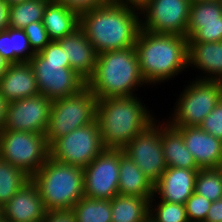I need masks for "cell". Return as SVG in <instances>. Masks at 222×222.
I'll return each mask as SVG.
<instances>
[{
	"label": "cell",
	"instance_id": "cell-28",
	"mask_svg": "<svg viewBox=\"0 0 222 222\" xmlns=\"http://www.w3.org/2000/svg\"><path fill=\"white\" fill-rule=\"evenodd\" d=\"M149 218L154 222H189L185 205L165 202L155 195L150 199Z\"/></svg>",
	"mask_w": 222,
	"mask_h": 222
},
{
	"label": "cell",
	"instance_id": "cell-3",
	"mask_svg": "<svg viewBox=\"0 0 222 222\" xmlns=\"http://www.w3.org/2000/svg\"><path fill=\"white\" fill-rule=\"evenodd\" d=\"M142 100L137 95L98 99L96 121L105 149H123L155 120Z\"/></svg>",
	"mask_w": 222,
	"mask_h": 222
},
{
	"label": "cell",
	"instance_id": "cell-49",
	"mask_svg": "<svg viewBox=\"0 0 222 222\" xmlns=\"http://www.w3.org/2000/svg\"><path fill=\"white\" fill-rule=\"evenodd\" d=\"M0 222H8L6 219L2 218Z\"/></svg>",
	"mask_w": 222,
	"mask_h": 222
},
{
	"label": "cell",
	"instance_id": "cell-1",
	"mask_svg": "<svg viewBox=\"0 0 222 222\" xmlns=\"http://www.w3.org/2000/svg\"><path fill=\"white\" fill-rule=\"evenodd\" d=\"M79 28L97 54L135 46L141 30L140 10L109 1L79 15Z\"/></svg>",
	"mask_w": 222,
	"mask_h": 222
},
{
	"label": "cell",
	"instance_id": "cell-33",
	"mask_svg": "<svg viewBox=\"0 0 222 222\" xmlns=\"http://www.w3.org/2000/svg\"><path fill=\"white\" fill-rule=\"evenodd\" d=\"M212 202L194 192L185 202L189 222H204Z\"/></svg>",
	"mask_w": 222,
	"mask_h": 222
},
{
	"label": "cell",
	"instance_id": "cell-36",
	"mask_svg": "<svg viewBox=\"0 0 222 222\" xmlns=\"http://www.w3.org/2000/svg\"><path fill=\"white\" fill-rule=\"evenodd\" d=\"M78 15L107 4L110 0H57Z\"/></svg>",
	"mask_w": 222,
	"mask_h": 222
},
{
	"label": "cell",
	"instance_id": "cell-46",
	"mask_svg": "<svg viewBox=\"0 0 222 222\" xmlns=\"http://www.w3.org/2000/svg\"><path fill=\"white\" fill-rule=\"evenodd\" d=\"M209 1H214V0H190L191 4L199 2H209Z\"/></svg>",
	"mask_w": 222,
	"mask_h": 222
},
{
	"label": "cell",
	"instance_id": "cell-2",
	"mask_svg": "<svg viewBox=\"0 0 222 222\" xmlns=\"http://www.w3.org/2000/svg\"><path fill=\"white\" fill-rule=\"evenodd\" d=\"M135 49L140 72L147 87L168 82L183 71H187L188 38L186 36L154 33L141 29Z\"/></svg>",
	"mask_w": 222,
	"mask_h": 222
},
{
	"label": "cell",
	"instance_id": "cell-25",
	"mask_svg": "<svg viewBox=\"0 0 222 222\" xmlns=\"http://www.w3.org/2000/svg\"><path fill=\"white\" fill-rule=\"evenodd\" d=\"M49 0H26L9 9V27L23 29L30 23L42 21Z\"/></svg>",
	"mask_w": 222,
	"mask_h": 222
},
{
	"label": "cell",
	"instance_id": "cell-30",
	"mask_svg": "<svg viewBox=\"0 0 222 222\" xmlns=\"http://www.w3.org/2000/svg\"><path fill=\"white\" fill-rule=\"evenodd\" d=\"M186 37L188 42L222 41V16L221 21L188 22Z\"/></svg>",
	"mask_w": 222,
	"mask_h": 222
},
{
	"label": "cell",
	"instance_id": "cell-13",
	"mask_svg": "<svg viewBox=\"0 0 222 222\" xmlns=\"http://www.w3.org/2000/svg\"><path fill=\"white\" fill-rule=\"evenodd\" d=\"M122 149H104L83 168L84 197L111 200L118 195L119 162Z\"/></svg>",
	"mask_w": 222,
	"mask_h": 222
},
{
	"label": "cell",
	"instance_id": "cell-37",
	"mask_svg": "<svg viewBox=\"0 0 222 222\" xmlns=\"http://www.w3.org/2000/svg\"><path fill=\"white\" fill-rule=\"evenodd\" d=\"M0 55L13 64L12 37L5 30L0 31Z\"/></svg>",
	"mask_w": 222,
	"mask_h": 222
},
{
	"label": "cell",
	"instance_id": "cell-41",
	"mask_svg": "<svg viewBox=\"0 0 222 222\" xmlns=\"http://www.w3.org/2000/svg\"><path fill=\"white\" fill-rule=\"evenodd\" d=\"M110 1L124 6L137 8L139 10L148 2V0H110Z\"/></svg>",
	"mask_w": 222,
	"mask_h": 222
},
{
	"label": "cell",
	"instance_id": "cell-47",
	"mask_svg": "<svg viewBox=\"0 0 222 222\" xmlns=\"http://www.w3.org/2000/svg\"><path fill=\"white\" fill-rule=\"evenodd\" d=\"M3 218V206L0 205V220Z\"/></svg>",
	"mask_w": 222,
	"mask_h": 222
},
{
	"label": "cell",
	"instance_id": "cell-38",
	"mask_svg": "<svg viewBox=\"0 0 222 222\" xmlns=\"http://www.w3.org/2000/svg\"><path fill=\"white\" fill-rule=\"evenodd\" d=\"M42 222H76V220L71 211H50Z\"/></svg>",
	"mask_w": 222,
	"mask_h": 222
},
{
	"label": "cell",
	"instance_id": "cell-23",
	"mask_svg": "<svg viewBox=\"0 0 222 222\" xmlns=\"http://www.w3.org/2000/svg\"><path fill=\"white\" fill-rule=\"evenodd\" d=\"M42 23L50 40H59L79 28V15L57 0L49 1Z\"/></svg>",
	"mask_w": 222,
	"mask_h": 222
},
{
	"label": "cell",
	"instance_id": "cell-31",
	"mask_svg": "<svg viewBox=\"0 0 222 222\" xmlns=\"http://www.w3.org/2000/svg\"><path fill=\"white\" fill-rule=\"evenodd\" d=\"M222 6L219 0L193 3L190 7L188 22L221 21Z\"/></svg>",
	"mask_w": 222,
	"mask_h": 222
},
{
	"label": "cell",
	"instance_id": "cell-16",
	"mask_svg": "<svg viewBox=\"0 0 222 222\" xmlns=\"http://www.w3.org/2000/svg\"><path fill=\"white\" fill-rule=\"evenodd\" d=\"M199 170L167 167L154 184V195L159 200L184 205L195 192V179Z\"/></svg>",
	"mask_w": 222,
	"mask_h": 222
},
{
	"label": "cell",
	"instance_id": "cell-22",
	"mask_svg": "<svg viewBox=\"0 0 222 222\" xmlns=\"http://www.w3.org/2000/svg\"><path fill=\"white\" fill-rule=\"evenodd\" d=\"M119 195L139 196L151 199L154 195V184L126 155L120 156L119 162Z\"/></svg>",
	"mask_w": 222,
	"mask_h": 222
},
{
	"label": "cell",
	"instance_id": "cell-17",
	"mask_svg": "<svg viewBox=\"0 0 222 222\" xmlns=\"http://www.w3.org/2000/svg\"><path fill=\"white\" fill-rule=\"evenodd\" d=\"M201 169L216 168L222 161V141L199 126L175 127Z\"/></svg>",
	"mask_w": 222,
	"mask_h": 222
},
{
	"label": "cell",
	"instance_id": "cell-21",
	"mask_svg": "<svg viewBox=\"0 0 222 222\" xmlns=\"http://www.w3.org/2000/svg\"><path fill=\"white\" fill-rule=\"evenodd\" d=\"M161 145L167 167L201 169L187 149L182 134L167 121H161Z\"/></svg>",
	"mask_w": 222,
	"mask_h": 222
},
{
	"label": "cell",
	"instance_id": "cell-44",
	"mask_svg": "<svg viewBox=\"0 0 222 222\" xmlns=\"http://www.w3.org/2000/svg\"><path fill=\"white\" fill-rule=\"evenodd\" d=\"M9 6L13 5V4H17V3H21L23 1H26V0H5Z\"/></svg>",
	"mask_w": 222,
	"mask_h": 222
},
{
	"label": "cell",
	"instance_id": "cell-34",
	"mask_svg": "<svg viewBox=\"0 0 222 222\" xmlns=\"http://www.w3.org/2000/svg\"><path fill=\"white\" fill-rule=\"evenodd\" d=\"M23 30L29 39V44L32 50L35 53L40 52L51 41L42 21L30 23L28 26L23 28Z\"/></svg>",
	"mask_w": 222,
	"mask_h": 222
},
{
	"label": "cell",
	"instance_id": "cell-15",
	"mask_svg": "<svg viewBox=\"0 0 222 222\" xmlns=\"http://www.w3.org/2000/svg\"><path fill=\"white\" fill-rule=\"evenodd\" d=\"M47 212L32 180L3 205V218L8 222H42Z\"/></svg>",
	"mask_w": 222,
	"mask_h": 222
},
{
	"label": "cell",
	"instance_id": "cell-18",
	"mask_svg": "<svg viewBox=\"0 0 222 222\" xmlns=\"http://www.w3.org/2000/svg\"><path fill=\"white\" fill-rule=\"evenodd\" d=\"M57 41L68 58L70 68L87 82L94 73L97 53L84 32L78 28Z\"/></svg>",
	"mask_w": 222,
	"mask_h": 222
},
{
	"label": "cell",
	"instance_id": "cell-24",
	"mask_svg": "<svg viewBox=\"0 0 222 222\" xmlns=\"http://www.w3.org/2000/svg\"><path fill=\"white\" fill-rule=\"evenodd\" d=\"M149 212L150 199L119 194L111 199V222H145Z\"/></svg>",
	"mask_w": 222,
	"mask_h": 222
},
{
	"label": "cell",
	"instance_id": "cell-45",
	"mask_svg": "<svg viewBox=\"0 0 222 222\" xmlns=\"http://www.w3.org/2000/svg\"><path fill=\"white\" fill-rule=\"evenodd\" d=\"M216 170L219 172L222 179V161L217 165Z\"/></svg>",
	"mask_w": 222,
	"mask_h": 222
},
{
	"label": "cell",
	"instance_id": "cell-19",
	"mask_svg": "<svg viewBox=\"0 0 222 222\" xmlns=\"http://www.w3.org/2000/svg\"><path fill=\"white\" fill-rule=\"evenodd\" d=\"M0 94L8 101L39 94L34 70L29 62L10 64L0 78Z\"/></svg>",
	"mask_w": 222,
	"mask_h": 222
},
{
	"label": "cell",
	"instance_id": "cell-5",
	"mask_svg": "<svg viewBox=\"0 0 222 222\" xmlns=\"http://www.w3.org/2000/svg\"><path fill=\"white\" fill-rule=\"evenodd\" d=\"M31 180L37 186L48 212L71 211L84 197L83 168L55 161L51 157Z\"/></svg>",
	"mask_w": 222,
	"mask_h": 222
},
{
	"label": "cell",
	"instance_id": "cell-29",
	"mask_svg": "<svg viewBox=\"0 0 222 222\" xmlns=\"http://www.w3.org/2000/svg\"><path fill=\"white\" fill-rule=\"evenodd\" d=\"M195 192L211 202L222 198V179L216 168L198 171L195 179Z\"/></svg>",
	"mask_w": 222,
	"mask_h": 222
},
{
	"label": "cell",
	"instance_id": "cell-40",
	"mask_svg": "<svg viewBox=\"0 0 222 222\" xmlns=\"http://www.w3.org/2000/svg\"><path fill=\"white\" fill-rule=\"evenodd\" d=\"M9 9L8 3L5 0H0V31L9 27Z\"/></svg>",
	"mask_w": 222,
	"mask_h": 222
},
{
	"label": "cell",
	"instance_id": "cell-12",
	"mask_svg": "<svg viewBox=\"0 0 222 222\" xmlns=\"http://www.w3.org/2000/svg\"><path fill=\"white\" fill-rule=\"evenodd\" d=\"M190 0H148L140 9L141 29L186 36Z\"/></svg>",
	"mask_w": 222,
	"mask_h": 222
},
{
	"label": "cell",
	"instance_id": "cell-48",
	"mask_svg": "<svg viewBox=\"0 0 222 222\" xmlns=\"http://www.w3.org/2000/svg\"><path fill=\"white\" fill-rule=\"evenodd\" d=\"M145 222H154L151 218H148Z\"/></svg>",
	"mask_w": 222,
	"mask_h": 222
},
{
	"label": "cell",
	"instance_id": "cell-26",
	"mask_svg": "<svg viewBox=\"0 0 222 222\" xmlns=\"http://www.w3.org/2000/svg\"><path fill=\"white\" fill-rule=\"evenodd\" d=\"M71 212L76 222H111V200L82 197Z\"/></svg>",
	"mask_w": 222,
	"mask_h": 222
},
{
	"label": "cell",
	"instance_id": "cell-10",
	"mask_svg": "<svg viewBox=\"0 0 222 222\" xmlns=\"http://www.w3.org/2000/svg\"><path fill=\"white\" fill-rule=\"evenodd\" d=\"M104 149L95 121L56 139L49 146V157L64 164L85 168Z\"/></svg>",
	"mask_w": 222,
	"mask_h": 222
},
{
	"label": "cell",
	"instance_id": "cell-7",
	"mask_svg": "<svg viewBox=\"0 0 222 222\" xmlns=\"http://www.w3.org/2000/svg\"><path fill=\"white\" fill-rule=\"evenodd\" d=\"M98 99L86 86L79 93L52 100L45 139L50 146L56 139L96 121Z\"/></svg>",
	"mask_w": 222,
	"mask_h": 222
},
{
	"label": "cell",
	"instance_id": "cell-42",
	"mask_svg": "<svg viewBox=\"0 0 222 222\" xmlns=\"http://www.w3.org/2000/svg\"><path fill=\"white\" fill-rule=\"evenodd\" d=\"M8 101L0 94V131L3 129L6 112H7Z\"/></svg>",
	"mask_w": 222,
	"mask_h": 222
},
{
	"label": "cell",
	"instance_id": "cell-4",
	"mask_svg": "<svg viewBox=\"0 0 222 222\" xmlns=\"http://www.w3.org/2000/svg\"><path fill=\"white\" fill-rule=\"evenodd\" d=\"M135 46L97 54L96 66L87 87L97 99L136 95L139 87H146Z\"/></svg>",
	"mask_w": 222,
	"mask_h": 222
},
{
	"label": "cell",
	"instance_id": "cell-32",
	"mask_svg": "<svg viewBox=\"0 0 222 222\" xmlns=\"http://www.w3.org/2000/svg\"><path fill=\"white\" fill-rule=\"evenodd\" d=\"M5 31L12 37L13 64L30 62L36 53L32 50L24 30L8 27Z\"/></svg>",
	"mask_w": 222,
	"mask_h": 222
},
{
	"label": "cell",
	"instance_id": "cell-9",
	"mask_svg": "<svg viewBox=\"0 0 222 222\" xmlns=\"http://www.w3.org/2000/svg\"><path fill=\"white\" fill-rule=\"evenodd\" d=\"M49 157L45 134L1 130L0 158L32 177Z\"/></svg>",
	"mask_w": 222,
	"mask_h": 222
},
{
	"label": "cell",
	"instance_id": "cell-20",
	"mask_svg": "<svg viewBox=\"0 0 222 222\" xmlns=\"http://www.w3.org/2000/svg\"><path fill=\"white\" fill-rule=\"evenodd\" d=\"M187 55L188 69L195 67L202 72L196 78L222 82V41L188 42Z\"/></svg>",
	"mask_w": 222,
	"mask_h": 222
},
{
	"label": "cell",
	"instance_id": "cell-39",
	"mask_svg": "<svg viewBox=\"0 0 222 222\" xmlns=\"http://www.w3.org/2000/svg\"><path fill=\"white\" fill-rule=\"evenodd\" d=\"M204 222H222V198L212 202Z\"/></svg>",
	"mask_w": 222,
	"mask_h": 222
},
{
	"label": "cell",
	"instance_id": "cell-35",
	"mask_svg": "<svg viewBox=\"0 0 222 222\" xmlns=\"http://www.w3.org/2000/svg\"><path fill=\"white\" fill-rule=\"evenodd\" d=\"M199 127L222 141V99L215 105Z\"/></svg>",
	"mask_w": 222,
	"mask_h": 222
},
{
	"label": "cell",
	"instance_id": "cell-14",
	"mask_svg": "<svg viewBox=\"0 0 222 222\" xmlns=\"http://www.w3.org/2000/svg\"><path fill=\"white\" fill-rule=\"evenodd\" d=\"M52 100L42 94L8 102L2 130L45 134Z\"/></svg>",
	"mask_w": 222,
	"mask_h": 222
},
{
	"label": "cell",
	"instance_id": "cell-8",
	"mask_svg": "<svg viewBox=\"0 0 222 222\" xmlns=\"http://www.w3.org/2000/svg\"><path fill=\"white\" fill-rule=\"evenodd\" d=\"M188 83L167 119L173 127L199 126L222 99L221 81L195 78Z\"/></svg>",
	"mask_w": 222,
	"mask_h": 222
},
{
	"label": "cell",
	"instance_id": "cell-43",
	"mask_svg": "<svg viewBox=\"0 0 222 222\" xmlns=\"http://www.w3.org/2000/svg\"><path fill=\"white\" fill-rule=\"evenodd\" d=\"M10 63L0 55V78L8 70Z\"/></svg>",
	"mask_w": 222,
	"mask_h": 222
},
{
	"label": "cell",
	"instance_id": "cell-11",
	"mask_svg": "<svg viewBox=\"0 0 222 222\" xmlns=\"http://www.w3.org/2000/svg\"><path fill=\"white\" fill-rule=\"evenodd\" d=\"M154 120L122 150L138 168L155 184L167 165L161 145V121Z\"/></svg>",
	"mask_w": 222,
	"mask_h": 222
},
{
	"label": "cell",
	"instance_id": "cell-6",
	"mask_svg": "<svg viewBox=\"0 0 222 222\" xmlns=\"http://www.w3.org/2000/svg\"><path fill=\"white\" fill-rule=\"evenodd\" d=\"M29 63L34 70L39 94L50 100L74 95L87 86V82L70 68L68 58L56 40H51Z\"/></svg>",
	"mask_w": 222,
	"mask_h": 222
},
{
	"label": "cell",
	"instance_id": "cell-27",
	"mask_svg": "<svg viewBox=\"0 0 222 222\" xmlns=\"http://www.w3.org/2000/svg\"><path fill=\"white\" fill-rule=\"evenodd\" d=\"M30 180L23 170L0 158V205H5Z\"/></svg>",
	"mask_w": 222,
	"mask_h": 222
}]
</instances>
